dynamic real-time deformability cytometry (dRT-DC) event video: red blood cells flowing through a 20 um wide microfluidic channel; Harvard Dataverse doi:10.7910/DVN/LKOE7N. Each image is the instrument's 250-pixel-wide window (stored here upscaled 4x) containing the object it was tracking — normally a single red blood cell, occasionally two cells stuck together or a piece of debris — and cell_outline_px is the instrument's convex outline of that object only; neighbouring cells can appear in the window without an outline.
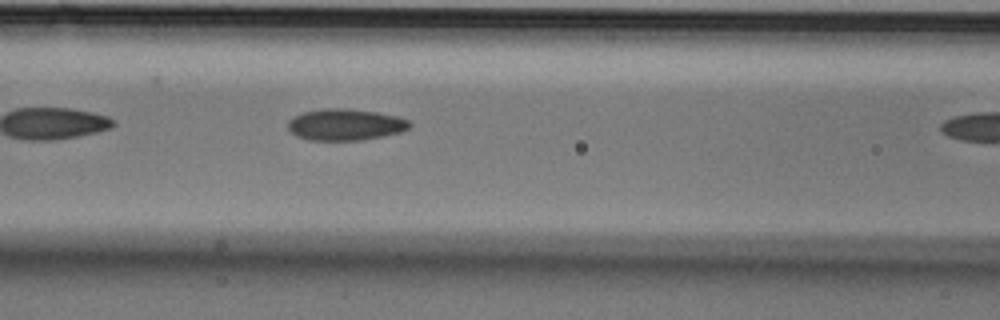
{"species": "Egyptian fruit bat (a non-hibernating species)", "species_latin": "Rousettus aegyptiacus", "temperature_condition": "cold", "stored_images_in_passage": 7, "camera_frame_rate_fps": 3000, "um_per_image_px": 0.085, "animal": {"sex": "male"}, "frame": {"image": 1, "passage_image": 6, "time_ms": 1.667, "image_size_px": [1000, 320], "cell_outline_px": [[412, 124], [408, 128], [400, 132], [384, 136], [360, 140], [308, 140], [296, 136], [288, 128], [288, 120], [292, 116], [304, 112], [324, 108], [344, 108], [376, 112], [396, 116], [408, 120]], "centroid_in_image_um": [29.33, 10.59], "position_along_channel_um": 137.3, "area_um2": 22.31}}